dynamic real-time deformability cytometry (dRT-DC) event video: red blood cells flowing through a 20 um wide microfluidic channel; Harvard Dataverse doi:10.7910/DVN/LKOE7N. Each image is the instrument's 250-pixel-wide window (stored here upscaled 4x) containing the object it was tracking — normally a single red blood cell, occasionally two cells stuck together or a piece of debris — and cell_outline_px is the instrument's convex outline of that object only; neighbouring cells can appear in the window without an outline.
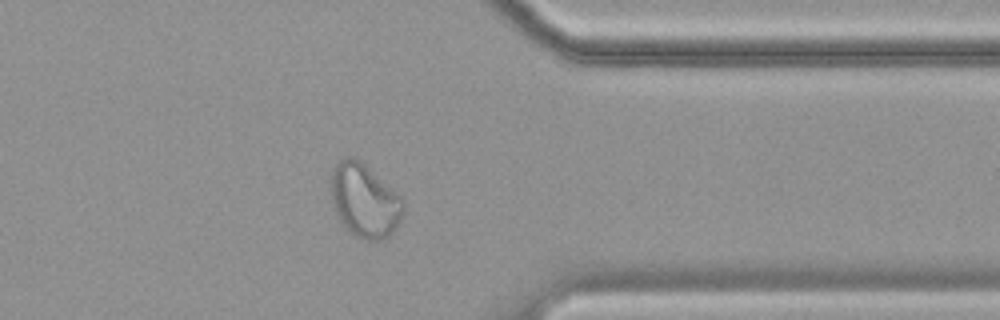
{"species": "common noctule bat (a hibernating species)", "species_latin": "Nyctalus noctula", "temperature_condition": "cold", "stored_images_in_passage": 45, "segment_of_instrument_passage": [1, 2], "camera_frame_rate_fps": 3000, "um_per_image_px": 0.085, "animal": {"sex": "female", "body_mass_g": 19.9}, "frame": {"image": 1, "passage_image": 32, "time_ms": 10.333, "image_size_px": [1000, 320], "cell_outline_px": [[404, 208], [400, 220], [396, 228], [388, 236], [380, 240], [368, 240], [356, 236], [348, 232], [344, 228], [336, 216], [332, 200], [332, 168], [340, 160], [348, 156], [356, 156], [400, 196], [404, 200]], "centroid_in_image_um": [30.97, 17.05], "position_along_channel_um": 380.4, "area_um2": 30.98}}